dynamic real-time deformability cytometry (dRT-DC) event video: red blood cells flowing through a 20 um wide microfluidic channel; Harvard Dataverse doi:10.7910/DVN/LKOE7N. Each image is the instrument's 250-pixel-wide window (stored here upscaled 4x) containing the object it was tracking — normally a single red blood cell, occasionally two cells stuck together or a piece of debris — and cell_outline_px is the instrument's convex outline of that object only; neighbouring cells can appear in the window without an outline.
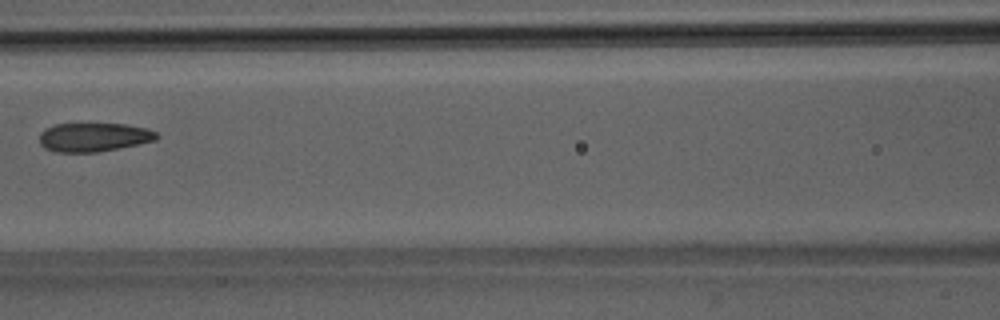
{"species": "Egyptian fruit bat (a non-hibernating species)", "species_latin": "Rousettus aegyptiacus", "temperature_condition": "room temperature", "stored_images_in_passage": 6, "camera_frame_rate_fps": 3000, "um_per_image_px": 0.085, "animal": {"sex": "male"}, "frame": {"image": 1, "passage_image": 6, "time_ms": 6.667, "image_size_px": [1000, 320], "cell_outline_px": [[160, 136], [156, 140], [140, 144], [96, 152], [56, 152], [44, 148], [40, 144], [40, 132], [44, 128], [56, 124], [124, 124], [148, 128], [156, 132]], "centroid_in_image_um": [7.97, 11.66], "position_along_channel_um": 158.6, "area_um2": 19.77}}